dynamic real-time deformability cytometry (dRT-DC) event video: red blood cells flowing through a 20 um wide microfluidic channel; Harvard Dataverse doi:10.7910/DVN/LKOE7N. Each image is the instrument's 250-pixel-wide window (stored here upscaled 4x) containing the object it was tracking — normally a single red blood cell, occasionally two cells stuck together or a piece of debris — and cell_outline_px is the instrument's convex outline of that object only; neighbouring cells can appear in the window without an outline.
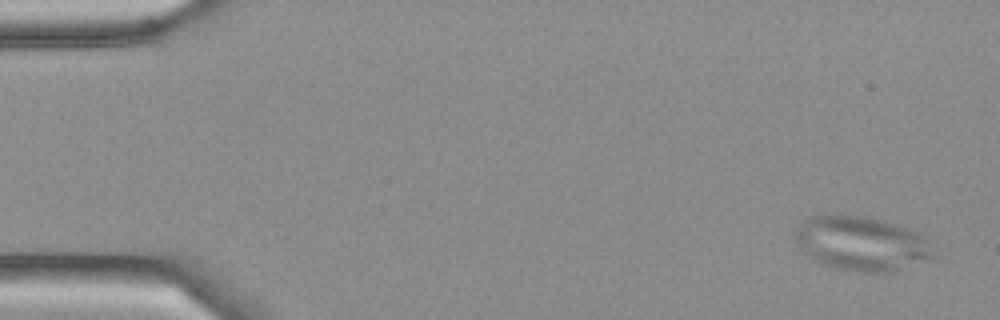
{"species": "Egyptian fruit bat (a non-hibernating species)", "species_latin": "Rousettus aegyptiacus", "temperature_condition": "cold", "stored_images_in_passage": 7, "camera_frame_rate_fps": 3000, "um_per_image_px": 0.085, "frame": {"image": 1, "passage_image": 1, "time_ms": 0.0, "image_size_px": [1000, 320], "cell_outline_px": [[936, 260], [896, 272], [856, 272], [836, 268], [824, 264], [808, 256], [796, 244], [796, 232], [800, 224], [808, 216], [860, 216], [880, 220], [896, 224], [920, 232], [924, 236], [936, 256]], "centroid_in_image_um": [73.33, 20.74], "position_along_channel_um": 11.7, "area_um2": 44.04}}